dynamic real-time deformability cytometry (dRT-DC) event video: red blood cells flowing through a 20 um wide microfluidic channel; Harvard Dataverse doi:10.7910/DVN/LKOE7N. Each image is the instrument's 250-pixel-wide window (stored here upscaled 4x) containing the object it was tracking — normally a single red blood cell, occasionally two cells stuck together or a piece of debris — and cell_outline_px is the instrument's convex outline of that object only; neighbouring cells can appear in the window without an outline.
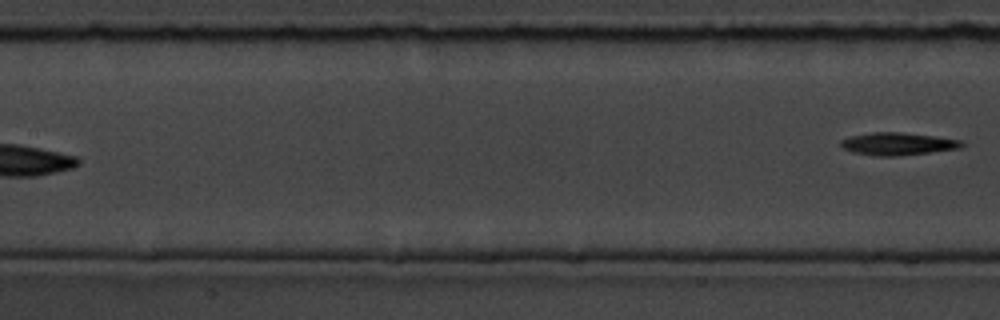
{"species": "common noctule bat (a hibernating species)", "species_latin": "Nyctalus noctula", "temperature_condition": "room temperature", "stored_images_in_passage": 7, "segment_of_instrument_passage": [2, 2], "camera_frame_rate_fps": 3000, "um_per_image_px": 0.085, "animal": {"sex": "male", "body_mass_g": 19.5, "forearm_length_mm": 54.6}, "frame": {"image": 1, "passage_image": 7, "time_ms": 8.0, "image_size_px": [1000, 320], "cell_outline_px": [[964, 144], [960, 148], [932, 152], [896, 156], [876, 156], [852, 152], [844, 148], [840, 144], [840, 140], [848, 136], [872, 132], [900, 132], [932, 136], [960, 140]], "centroid_in_image_um": [76.26, 12.23], "position_along_channel_um": 131.1, "area_um2": 15.84}}